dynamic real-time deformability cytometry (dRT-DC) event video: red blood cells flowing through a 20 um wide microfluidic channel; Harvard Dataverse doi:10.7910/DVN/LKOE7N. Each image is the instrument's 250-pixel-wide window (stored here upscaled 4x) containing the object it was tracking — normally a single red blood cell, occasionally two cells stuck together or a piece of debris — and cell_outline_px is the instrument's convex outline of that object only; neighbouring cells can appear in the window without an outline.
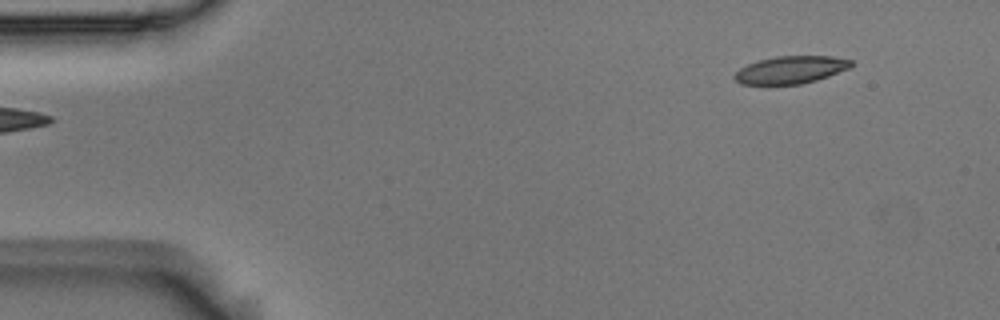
{"species": "Egyptian fruit bat (a non-hibernating species)", "species_latin": "Rousettus aegyptiacus", "temperature_condition": "room temperature", "stored_images_in_passage": 4, "segment_of_instrument_passage": [2, 2], "camera_frame_rate_fps": 3000, "um_per_image_px": 0.085, "animal": {"sex": "male"}, "frame": {"image": 1, "passage_image": 4, "time_ms": 1.0, "image_size_px": [1000, 320], "cell_outline_px": [[856, 64], [848, 68], [828, 76], [816, 80], [800, 84], [740, 84], [732, 76], [740, 68], [748, 64], [760, 60], [776, 56], [832, 56], [852, 60]], "centroid_in_image_um": [67.22, 5.93], "position_along_channel_um": 17.8, "area_um2": 18.61}}